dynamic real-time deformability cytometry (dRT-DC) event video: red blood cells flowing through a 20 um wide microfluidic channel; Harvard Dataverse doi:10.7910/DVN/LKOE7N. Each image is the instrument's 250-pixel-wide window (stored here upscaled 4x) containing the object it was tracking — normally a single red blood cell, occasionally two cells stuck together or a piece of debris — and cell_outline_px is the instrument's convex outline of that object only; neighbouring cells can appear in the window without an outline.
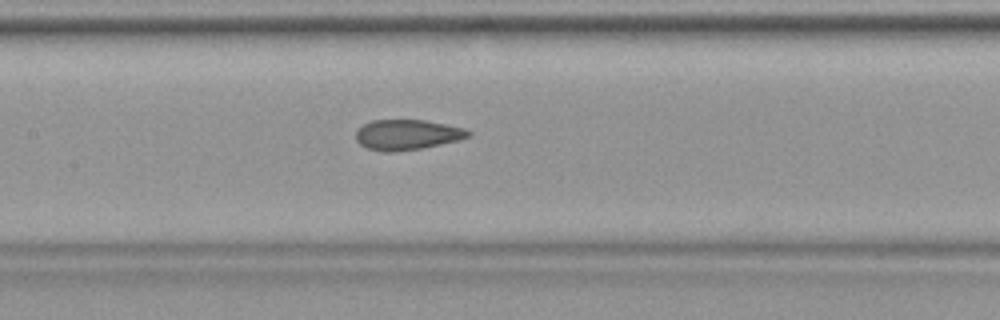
{"species": "common noctule bat (a hibernating species)", "species_latin": "Nyctalus noctula", "temperature_condition": "warm", "stored_images_in_passage": 24, "camera_frame_rate_fps": 3000, "um_per_image_px": 0.085, "animal": {"sex": "female", "body_mass_g": 19.9}, "frame": {"image": 1, "passage_image": 8, "time_ms": 2.333, "image_size_px": [1000, 320], "cell_outline_px": [[472, 136], [460, 140], [424, 148], [396, 152], [384, 152], [368, 148], [360, 144], [356, 140], [356, 128], [372, 120], [424, 120], [464, 128], [472, 132]], "centroid_in_image_um": [34.62, 11.46], "position_along_channel_um": 172.8, "area_um2": 20.06}}